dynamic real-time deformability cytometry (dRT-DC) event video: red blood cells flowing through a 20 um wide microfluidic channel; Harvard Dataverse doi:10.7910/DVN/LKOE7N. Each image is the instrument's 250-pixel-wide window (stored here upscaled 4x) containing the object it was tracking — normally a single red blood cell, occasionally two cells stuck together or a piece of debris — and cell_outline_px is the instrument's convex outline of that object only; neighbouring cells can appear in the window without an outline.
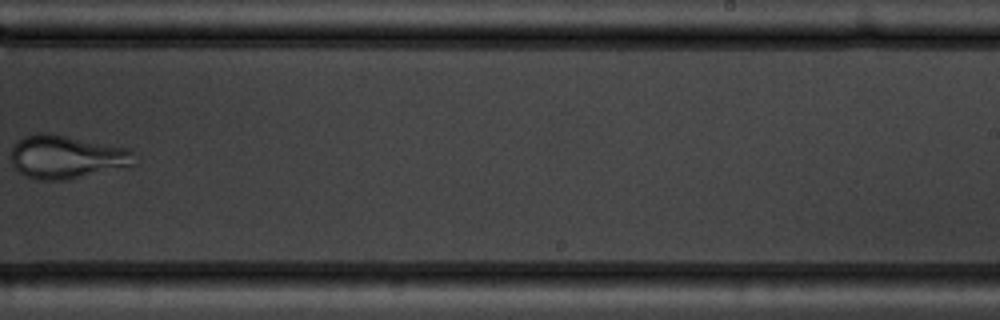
{"species": "common noctule bat (a hibernating species)", "species_latin": "Nyctalus noctula", "temperature_condition": "warm", "stored_images_in_passage": 10, "camera_frame_rate_fps": 3000, "um_per_image_px": 0.085, "animal": {"sex": "male", "body_mass_g": 19.5, "forearm_length_mm": 54.6}, "frame": {"image": 1, "passage_image": 9, "time_ms": 10.333, "image_size_px": [1000, 320], "cell_outline_px": [[136, 164], [128, 168], [68, 180], [36, 180], [20, 172], [12, 164], [12, 148], [24, 136], [44, 132], [128, 148], [132, 152]], "centroid_in_image_um": [5.71, 13.37], "position_along_channel_um": 283.3, "area_um2": 31.15}}